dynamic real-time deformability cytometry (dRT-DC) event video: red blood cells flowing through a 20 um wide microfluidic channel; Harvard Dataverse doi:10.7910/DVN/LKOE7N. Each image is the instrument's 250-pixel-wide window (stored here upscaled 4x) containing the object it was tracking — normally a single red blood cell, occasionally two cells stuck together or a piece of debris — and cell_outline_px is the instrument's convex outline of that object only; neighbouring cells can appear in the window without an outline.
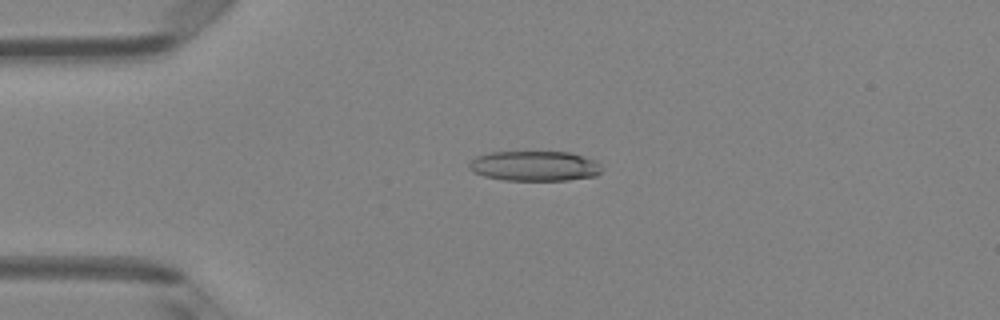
{"species": "Egyptian fruit bat (a non-hibernating species)", "species_latin": "Rousettus aegyptiacus", "temperature_condition": "room temperature", "stored_images_in_passage": 4, "camera_frame_rate_fps": 3000, "um_per_image_px": 0.085, "animal": {"sex": "female"}, "frame": {"image": 1, "passage_image": 4, "time_ms": 3.333, "image_size_px": [1000, 320], "cell_outline_px": [[600, 172], [596, 176], [568, 180], [504, 180], [484, 176], [472, 172], [468, 168], [468, 164], [476, 156], [488, 152], [572, 152], [596, 160], [600, 164]], "centroid_in_image_um": [45.43, 14.1], "position_along_channel_um": 39.6, "area_um2": 23.41}}